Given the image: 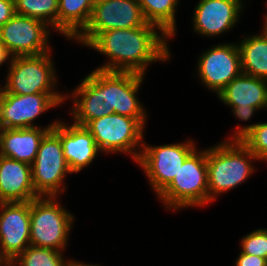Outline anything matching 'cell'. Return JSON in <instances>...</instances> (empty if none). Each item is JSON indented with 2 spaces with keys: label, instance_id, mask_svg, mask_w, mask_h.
<instances>
[{
  "label": "cell",
  "instance_id": "34",
  "mask_svg": "<svg viewBox=\"0 0 267 266\" xmlns=\"http://www.w3.org/2000/svg\"><path fill=\"white\" fill-rule=\"evenodd\" d=\"M108 0H92V6H96L100 3H104V2H107Z\"/></svg>",
  "mask_w": 267,
  "mask_h": 266
},
{
  "label": "cell",
  "instance_id": "27",
  "mask_svg": "<svg viewBox=\"0 0 267 266\" xmlns=\"http://www.w3.org/2000/svg\"><path fill=\"white\" fill-rule=\"evenodd\" d=\"M241 253L256 255L267 260V229L260 228L242 237Z\"/></svg>",
  "mask_w": 267,
  "mask_h": 266
},
{
  "label": "cell",
  "instance_id": "13",
  "mask_svg": "<svg viewBox=\"0 0 267 266\" xmlns=\"http://www.w3.org/2000/svg\"><path fill=\"white\" fill-rule=\"evenodd\" d=\"M197 70L196 74L204 86L218 95L226 85L242 74L238 45H214L199 56Z\"/></svg>",
  "mask_w": 267,
  "mask_h": 266
},
{
  "label": "cell",
  "instance_id": "9",
  "mask_svg": "<svg viewBox=\"0 0 267 266\" xmlns=\"http://www.w3.org/2000/svg\"><path fill=\"white\" fill-rule=\"evenodd\" d=\"M50 28L42 20L15 14L0 28V43L10 57L42 55L52 52Z\"/></svg>",
  "mask_w": 267,
  "mask_h": 266
},
{
  "label": "cell",
  "instance_id": "10",
  "mask_svg": "<svg viewBox=\"0 0 267 266\" xmlns=\"http://www.w3.org/2000/svg\"><path fill=\"white\" fill-rule=\"evenodd\" d=\"M147 23L137 0H108L93 7L87 26L75 40L87 46L100 32L143 27Z\"/></svg>",
  "mask_w": 267,
  "mask_h": 266
},
{
  "label": "cell",
  "instance_id": "21",
  "mask_svg": "<svg viewBox=\"0 0 267 266\" xmlns=\"http://www.w3.org/2000/svg\"><path fill=\"white\" fill-rule=\"evenodd\" d=\"M239 42L242 73L267 80V29Z\"/></svg>",
  "mask_w": 267,
  "mask_h": 266
},
{
  "label": "cell",
  "instance_id": "28",
  "mask_svg": "<svg viewBox=\"0 0 267 266\" xmlns=\"http://www.w3.org/2000/svg\"><path fill=\"white\" fill-rule=\"evenodd\" d=\"M235 262L234 266H267V260L265 258L241 252Z\"/></svg>",
  "mask_w": 267,
  "mask_h": 266
},
{
  "label": "cell",
  "instance_id": "7",
  "mask_svg": "<svg viewBox=\"0 0 267 266\" xmlns=\"http://www.w3.org/2000/svg\"><path fill=\"white\" fill-rule=\"evenodd\" d=\"M52 59L50 52L37 56L11 57L7 79L4 86L0 87V93H60L55 89L57 76Z\"/></svg>",
  "mask_w": 267,
  "mask_h": 266
},
{
  "label": "cell",
  "instance_id": "19",
  "mask_svg": "<svg viewBox=\"0 0 267 266\" xmlns=\"http://www.w3.org/2000/svg\"><path fill=\"white\" fill-rule=\"evenodd\" d=\"M58 120L45 128L2 129L0 135V155L32 164L44 135L55 127Z\"/></svg>",
  "mask_w": 267,
  "mask_h": 266
},
{
  "label": "cell",
  "instance_id": "12",
  "mask_svg": "<svg viewBox=\"0 0 267 266\" xmlns=\"http://www.w3.org/2000/svg\"><path fill=\"white\" fill-rule=\"evenodd\" d=\"M71 94L74 124L85 126L89 121L114 113L110 108L109 71L95 69Z\"/></svg>",
  "mask_w": 267,
  "mask_h": 266
},
{
  "label": "cell",
  "instance_id": "14",
  "mask_svg": "<svg viewBox=\"0 0 267 266\" xmlns=\"http://www.w3.org/2000/svg\"><path fill=\"white\" fill-rule=\"evenodd\" d=\"M0 258L13 261L30 245V201L0 203Z\"/></svg>",
  "mask_w": 267,
  "mask_h": 266
},
{
  "label": "cell",
  "instance_id": "8",
  "mask_svg": "<svg viewBox=\"0 0 267 266\" xmlns=\"http://www.w3.org/2000/svg\"><path fill=\"white\" fill-rule=\"evenodd\" d=\"M142 146L137 164L158 196L176 177L186 157L197 147L193 140L159 146Z\"/></svg>",
  "mask_w": 267,
  "mask_h": 266
},
{
  "label": "cell",
  "instance_id": "22",
  "mask_svg": "<svg viewBox=\"0 0 267 266\" xmlns=\"http://www.w3.org/2000/svg\"><path fill=\"white\" fill-rule=\"evenodd\" d=\"M58 5V33L73 40L90 20L92 0H58Z\"/></svg>",
  "mask_w": 267,
  "mask_h": 266
},
{
  "label": "cell",
  "instance_id": "16",
  "mask_svg": "<svg viewBox=\"0 0 267 266\" xmlns=\"http://www.w3.org/2000/svg\"><path fill=\"white\" fill-rule=\"evenodd\" d=\"M143 80V74L109 71L110 108L116 114L138 119L145 125L147 112L137 97Z\"/></svg>",
  "mask_w": 267,
  "mask_h": 266
},
{
  "label": "cell",
  "instance_id": "35",
  "mask_svg": "<svg viewBox=\"0 0 267 266\" xmlns=\"http://www.w3.org/2000/svg\"><path fill=\"white\" fill-rule=\"evenodd\" d=\"M263 26L265 28H267V15H265V17H264V24H263Z\"/></svg>",
  "mask_w": 267,
  "mask_h": 266
},
{
  "label": "cell",
  "instance_id": "4",
  "mask_svg": "<svg viewBox=\"0 0 267 266\" xmlns=\"http://www.w3.org/2000/svg\"><path fill=\"white\" fill-rule=\"evenodd\" d=\"M56 199L40 196L30 201V245L62 252L75 219Z\"/></svg>",
  "mask_w": 267,
  "mask_h": 266
},
{
  "label": "cell",
  "instance_id": "26",
  "mask_svg": "<svg viewBox=\"0 0 267 266\" xmlns=\"http://www.w3.org/2000/svg\"><path fill=\"white\" fill-rule=\"evenodd\" d=\"M63 252L29 245L13 261L12 266H66Z\"/></svg>",
  "mask_w": 267,
  "mask_h": 266
},
{
  "label": "cell",
  "instance_id": "31",
  "mask_svg": "<svg viewBox=\"0 0 267 266\" xmlns=\"http://www.w3.org/2000/svg\"><path fill=\"white\" fill-rule=\"evenodd\" d=\"M10 56L8 55L7 51L3 48L2 44L0 43V66L4 65L7 61H10Z\"/></svg>",
  "mask_w": 267,
  "mask_h": 266
},
{
  "label": "cell",
  "instance_id": "30",
  "mask_svg": "<svg viewBox=\"0 0 267 266\" xmlns=\"http://www.w3.org/2000/svg\"><path fill=\"white\" fill-rule=\"evenodd\" d=\"M231 109L234 116L241 119V121H249L254 115L253 113L256 112V110H259L258 108L251 106H248V108L231 107Z\"/></svg>",
  "mask_w": 267,
  "mask_h": 266
},
{
  "label": "cell",
  "instance_id": "3",
  "mask_svg": "<svg viewBox=\"0 0 267 266\" xmlns=\"http://www.w3.org/2000/svg\"><path fill=\"white\" fill-rule=\"evenodd\" d=\"M195 148L185 159L173 181L157 196L168 210L208 204L206 149Z\"/></svg>",
  "mask_w": 267,
  "mask_h": 266
},
{
  "label": "cell",
  "instance_id": "15",
  "mask_svg": "<svg viewBox=\"0 0 267 266\" xmlns=\"http://www.w3.org/2000/svg\"><path fill=\"white\" fill-rule=\"evenodd\" d=\"M242 0H200L193 12V29L202 36L216 37L232 29L243 10Z\"/></svg>",
  "mask_w": 267,
  "mask_h": 266
},
{
  "label": "cell",
  "instance_id": "17",
  "mask_svg": "<svg viewBox=\"0 0 267 266\" xmlns=\"http://www.w3.org/2000/svg\"><path fill=\"white\" fill-rule=\"evenodd\" d=\"M38 197L31 165L0 155V203L29 202Z\"/></svg>",
  "mask_w": 267,
  "mask_h": 266
},
{
  "label": "cell",
  "instance_id": "23",
  "mask_svg": "<svg viewBox=\"0 0 267 266\" xmlns=\"http://www.w3.org/2000/svg\"><path fill=\"white\" fill-rule=\"evenodd\" d=\"M145 20L159 27L168 37L176 35V7L179 0H137Z\"/></svg>",
  "mask_w": 267,
  "mask_h": 266
},
{
  "label": "cell",
  "instance_id": "2",
  "mask_svg": "<svg viewBox=\"0 0 267 266\" xmlns=\"http://www.w3.org/2000/svg\"><path fill=\"white\" fill-rule=\"evenodd\" d=\"M251 160L257 157L241 140H230L206 149L208 203L242 184L255 172Z\"/></svg>",
  "mask_w": 267,
  "mask_h": 266
},
{
  "label": "cell",
  "instance_id": "5",
  "mask_svg": "<svg viewBox=\"0 0 267 266\" xmlns=\"http://www.w3.org/2000/svg\"><path fill=\"white\" fill-rule=\"evenodd\" d=\"M84 127L94 137L101 153H130L138 161L145 136V125L140 120L113 113L89 121Z\"/></svg>",
  "mask_w": 267,
  "mask_h": 266
},
{
  "label": "cell",
  "instance_id": "24",
  "mask_svg": "<svg viewBox=\"0 0 267 266\" xmlns=\"http://www.w3.org/2000/svg\"><path fill=\"white\" fill-rule=\"evenodd\" d=\"M15 13L44 21L58 31V0H14Z\"/></svg>",
  "mask_w": 267,
  "mask_h": 266
},
{
  "label": "cell",
  "instance_id": "32",
  "mask_svg": "<svg viewBox=\"0 0 267 266\" xmlns=\"http://www.w3.org/2000/svg\"><path fill=\"white\" fill-rule=\"evenodd\" d=\"M66 266H99V264H97V265H94V264H84V263H82V262H80V261H71V260H69L68 259V262H67V265Z\"/></svg>",
  "mask_w": 267,
  "mask_h": 266
},
{
  "label": "cell",
  "instance_id": "33",
  "mask_svg": "<svg viewBox=\"0 0 267 266\" xmlns=\"http://www.w3.org/2000/svg\"><path fill=\"white\" fill-rule=\"evenodd\" d=\"M0 266H12V262L9 260L0 258Z\"/></svg>",
  "mask_w": 267,
  "mask_h": 266
},
{
  "label": "cell",
  "instance_id": "29",
  "mask_svg": "<svg viewBox=\"0 0 267 266\" xmlns=\"http://www.w3.org/2000/svg\"><path fill=\"white\" fill-rule=\"evenodd\" d=\"M15 14L14 0H0V28Z\"/></svg>",
  "mask_w": 267,
  "mask_h": 266
},
{
  "label": "cell",
  "instance_id": "1",
  "mask_svg": "<svg viewBox=\"0 0 267 266\" xmlns=\"http://www.w3.org/2000/svg\"><path fill=\"white\" fill-rule=\"evenodd\" d=\"M169 38L159 27L147 23L143 27L100 32L87 46L109 59L96 69L145 75L150 63L170 59Z\"/></svg>",
  "mask_w": 267,
  "mask_h": 266
},
{
  "label": "cell",
  "instance_id": "6",
  "mask_svg": "<svg viewBox=\"0 0 267 266\" xmlns=\"http://www.w3.org/2000/svg\"><path fill=\"white\" fill-rule=\"evenodd\" d=\"M32 182L39 196H56L66 189V174H72L64 158L60 139V121L40 142L35 161L31 164ZM59 194V195H58Z\"/></svg>",
  "mask_w": 267,
  "mask_h": 266
},
{
  "label": "cell",
  "instance_id": "11",
  "mask_svg": "<svg viewBox=\"0 0 267 266\" xmlns=\"http://www.w3.org/2000/svg\"><path fill=\"white\" fill-rule=\"evenodd\" d=\"M68 94L36 93L15 95L0 93V128L17 129L38 127L34 120L48 111L64 103Z\"/></svg>",
  "mask_w": 267,
  "mask_h": 266
},
{
  "label": "cell",
  "instance_id": "20",
  "mask_svg": "<svg viewBox=\"0 0 267 266\" xmlns=\"http://www.w3.org/2000/svg\"><path fill=\"white\" fill-rule=\"evenodd\" d=\"M218 99L230 107L248 108L259 110L267 108V80L241 74L234 78L217 95Z\"/></svg>",
  "mask_w": 267,
  "mask_h": 266
},
{
  "label": "cell",
  "instance_id": "25",
  "mask_svg": "<svg viewBox=\"0 0 267 266\" xmlns=\"http://www.w3.org/2000/svg\"><path fill=\"white\" fill-rule=\"evenodd\" d=\"M230 140H241L258 161L267 162V122L246 126L237 125Z\"/></svg>",
  "mask_w": 267,
  "mask_h": 266
},
{
  "label": "cell",
  "instance_id": "18",
  "mask_svg": "<svg viewBox=\"0 0 267 266\" xmlns=\"http://www.w3.org/2000/svg\"><path fill=\"white\" fill-rule=\"evenodd\" d=\"M60 139L64 158L72 173L88 167L101 152L91 133L81 125H67L60 121Z\"/></svg>",
  "mask_w": 267,
  "mask_h": 266
}]
</instances>
